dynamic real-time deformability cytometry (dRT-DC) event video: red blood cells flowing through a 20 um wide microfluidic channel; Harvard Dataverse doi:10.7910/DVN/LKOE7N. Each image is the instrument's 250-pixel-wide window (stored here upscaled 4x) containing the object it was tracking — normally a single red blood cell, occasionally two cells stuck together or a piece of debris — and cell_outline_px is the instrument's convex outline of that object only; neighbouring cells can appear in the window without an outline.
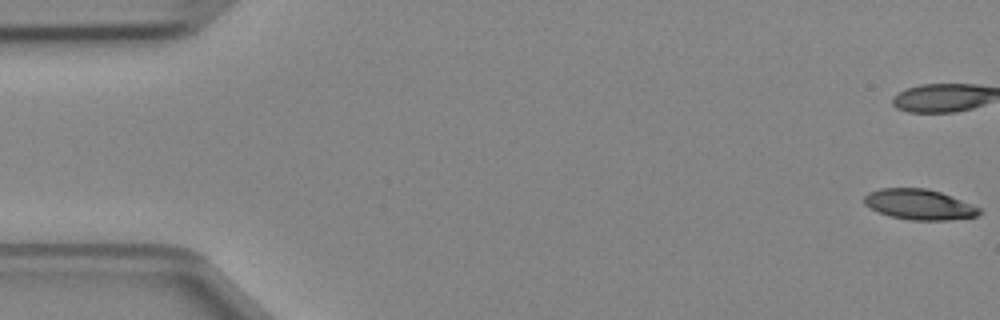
{"species": "Egyptian fruit bat (a non-hibernating species)", "species_latin": "Rousettus aegyptiacus", "temperature_condition": "cold", "stored_images_in_passage": 48, "camera_frame_rate_fps": 3000, "um_per_image_px": 0.085, "animal": {"sex": "female"}, "frame": {"image": 1, "passage_image": 1, "time_ms": 0.0, "image_size_px": [1000, 320], "cell_outline_px": [[980, 212], [976, 216], [948, 220], [912, 220], [888, 216], [864, 204], [864, 196], [868, 192], [880, 188], [924, 188], [940, 192], [980, 208]], "centroid_in_image_um": [78.09, 17.38], "position_along_channel_um": 6.9, "area_um2": 20.11}}